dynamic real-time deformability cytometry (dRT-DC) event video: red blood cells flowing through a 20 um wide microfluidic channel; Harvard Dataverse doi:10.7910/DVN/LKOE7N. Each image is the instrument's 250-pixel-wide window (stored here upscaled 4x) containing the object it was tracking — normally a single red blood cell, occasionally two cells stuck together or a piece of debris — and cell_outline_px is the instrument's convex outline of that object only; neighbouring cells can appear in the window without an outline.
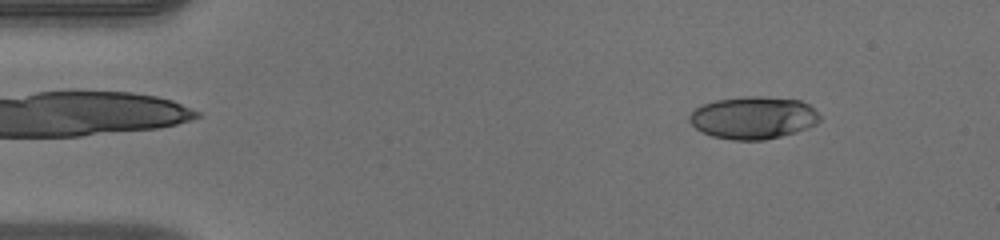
{"species": "human", "species_latin": "Homo sapiens", "temperature_condition": "warm", "stored_images_in_passage": 48, "camera_frame_rate_fps": 3000, "um_per_image_px": 0.085, "donor": {"sex": "male"}, "frame": {"image": 1, "passage_image": 5, "time_ms": 1.333, "image_size_px": [1000, 240], "cell_outline_px": [[820, 120], [816, 124], [796, 132], [764, 140], [732, 140], [712, 136], [696, 128], [688, 120], [688, 116], [696, 108], [704, 104], [716, 100], [752, 96], [760, 96], [800, 100], [808, 104], [820, 116]], "centroid_in_image_um": [64.03, 10.01], "position_along_channel_um": 21.0, "area_um2": 31.96}}
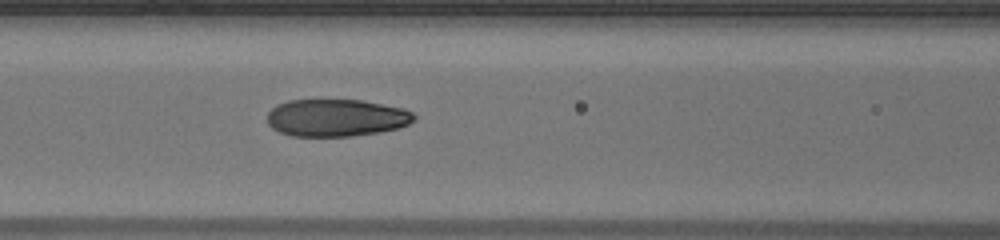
{"frame": {"image": 2, "passage_image": 20, "time_ms": 6.333, "image_size_px": [1000, 240], "cell_outline_px": [[416, 120], [408, 124], [396, 128], [376, 132], [352, 136], [292, 136], [280, 132], [272, 128], [268, 124], [268, 112], [276, 104], [288, 100], [360, 100], [404, 108], [412, 112], [416, 116]], "centroid_in_image_um": [28.57, 10.0], "position_along_channel_um": 138.0, "area_um2": 31.91}}
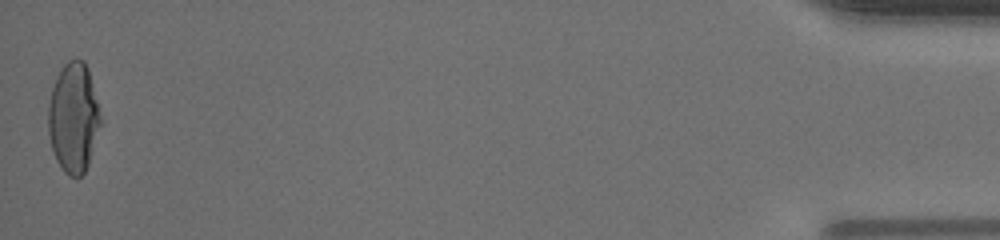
{"frame": {"image": 3, "passage_image": 48, "time_ms": 15.667, "image_size_px": [1000, 240], "cell_outline_px": [[104, 120], [88, 164], [84, 172], [80, 176], [68, 176], [60, 168], [56, 160], [52, 148], [48, 132], [48, 104], [52, 88], [56, 76], [64, 64], [68, 60], [76, 56], [84, 60], [88, 68]], "centroid_in_image_um": [6.28, 9.97], "position_along_channel_um": 428.9, "area_um2": 34.33}, "authors_computed_cell_mechanics": {"area_um2": 32.7726, "velocity_mm_per_s": 4.1431, "shape_relaxation_time_tau1_ms": 6.6803, "shape_relaxation_time_tau2_ms": 0.6505, "deformation_change_tau1": 0.2939, "deformation_change_tau2": 0.0587}}